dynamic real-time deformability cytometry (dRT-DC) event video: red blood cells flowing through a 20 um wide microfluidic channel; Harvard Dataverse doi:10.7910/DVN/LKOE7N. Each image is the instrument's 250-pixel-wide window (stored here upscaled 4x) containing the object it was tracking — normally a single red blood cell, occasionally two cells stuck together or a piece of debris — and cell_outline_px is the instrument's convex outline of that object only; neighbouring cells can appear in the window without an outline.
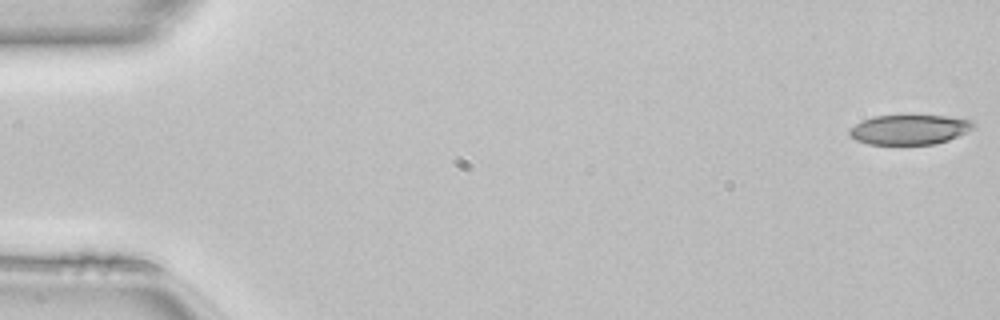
{"species": "common noctule bat (a hibernating species)", "species_latin": "Nyctalus noctula", "temperature_condition": "room temperature", "stored_images_in_passage": 50, "camera_frame_rate_fps": 3000, "um_per_image_px": 0.085, "animal": {"sex": "female", "body_mass_g": 22.7, "forearm_length_mm": 54.2}, "frame": {"image": 1, "passage_image": 1, "time_ms": 0.0, "image_size_px": [1000, 320], "cell_outline_px": [[976, 128], [968, 132], [948, 140], [936, 144], [868, 144], [856, 140], [848, 136], [848, 128], [872, 116], [948, 116], [972, 120], [976, 124]], "centroid_in_image_um": [77.32, 11.02], "position_along_channel_um": 7.7, "area_um2": 21.68}}
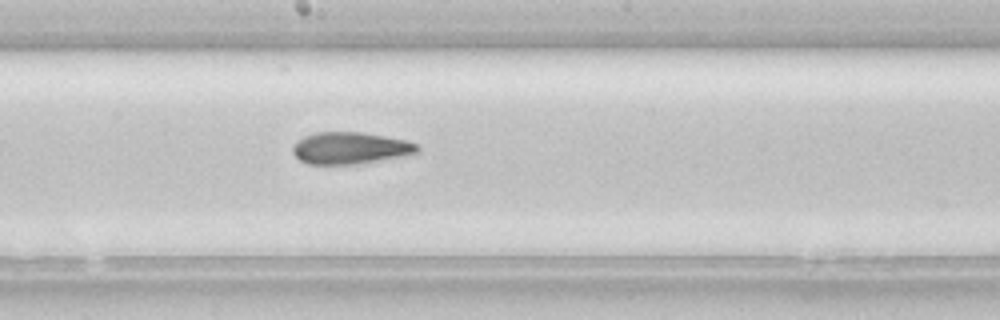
{"frame": {"image": 2, "passage_image": 27, "time_ms": 8.667, "image_size_px": [1000, 320], "cell_outline_px": [[420, 152], [404, 156], [356, 164], [308, 164], [300, 160], [292, 152], [292, 148], [304, 136], [316, 132], [360, 132], [408, 140], [416, 144], [420, 148]], "centroid_in_image_um": [29.8, 12.59], "position_along_channel_um": 218.4, "area_um2": 23.06}}
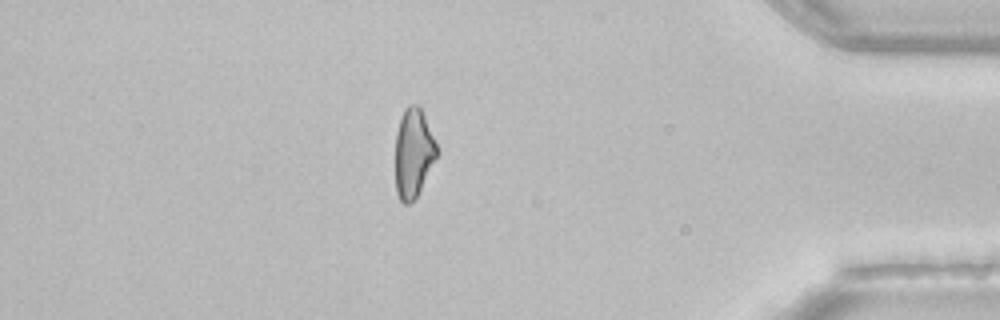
{"frame": {"image": 3, "passage_image": 43, "time_ms": 14.0, "image_size_px": [1000, 320], "cell_outline_px": [[436, 156], [416, 196], [408, 204], [404, 204], [400, 200], [396, 192], [396, 132], [404, 108], [408, 104], [416, 104], [420, 108], [424, 116], [436, 144]], "centroid_in_image_um": [35.1, 12.98], "position_along_channel_um": 400.1, "area_um2": 20.81}, "authors_computed_cell_mechanics": {"area_um2": 23.1489, "velocity_mm_per_s": 4.1498, "shape_relaxation_time_tau1_ms": 8.917, "shape_relaxation_time_tau2_ms": 2.7177, "deformation_change_tau1": 0.2068, "deformation_change_tau2": 0.1165}}